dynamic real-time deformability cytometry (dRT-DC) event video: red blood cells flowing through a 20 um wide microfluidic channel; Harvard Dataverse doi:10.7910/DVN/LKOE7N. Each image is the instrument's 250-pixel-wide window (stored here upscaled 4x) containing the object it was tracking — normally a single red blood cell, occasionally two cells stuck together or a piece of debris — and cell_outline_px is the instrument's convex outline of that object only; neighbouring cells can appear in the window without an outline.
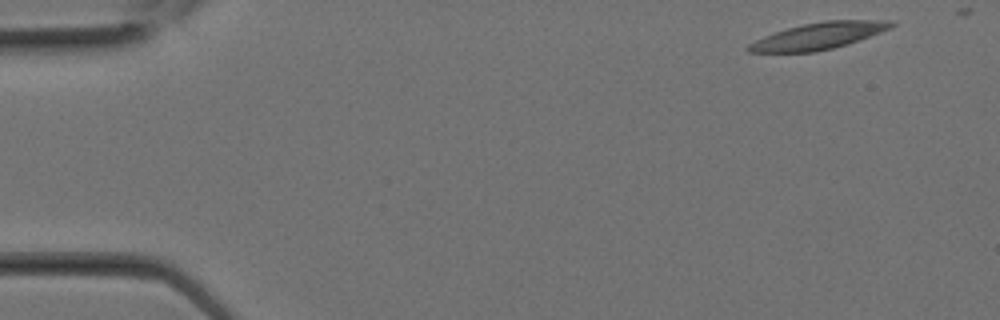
{"species": "Egyptian fruit bat (a non-hibernating species)", "species_latin": "Rousettus aegyptiacus", "temperature_condition": "room temperature", "stored_images_in_passage": 10, "camera_frame_rate_fps": 3000, "um_per_image_px": 0.085, "animal": {"sex": "female"}, "frame": {"image": 1, "passage_image": 1, "time_ms": 0.0, "image_size_px": [1000, 320], "cell_outline_px": [[896, 24], [880, 32], [848, 44], [816, 52], [748, 52], [744, 48], [748, 44], [764, 36], [788, 28], [804, 24], [824, 20], [896, 20]], "centroid_in_image_um": [69.58, 3.05], "position_along_channel_um": 15.4, "area_um2": 22.02}}
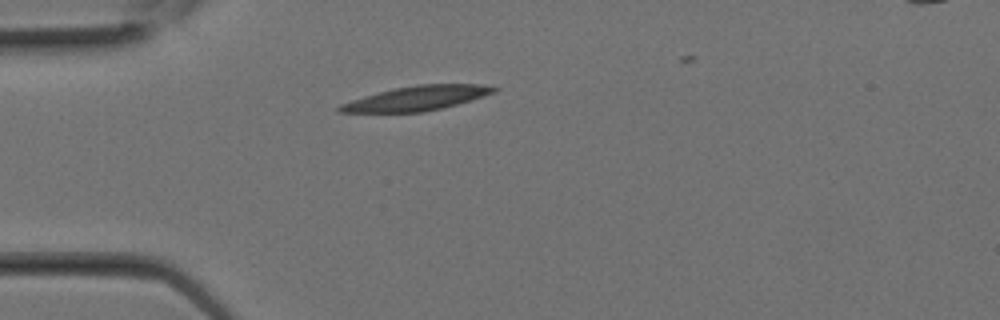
{"frame": {"image": 2, "passage_image": 6, "time_ms": 1.667, "image_size_px": [1000, 320], "cell_outline_px": [[500, 88], [496, 92], [456, 104], [424, 112], [336, 112], [336, 108], [340, 104], [364, 96], [396, 88], [416, 84], [480, 84]], "centroid_in_image_um": [35.42, 8.35], "position_along_channel_um": 49.6, "area_um2": 21.73}}
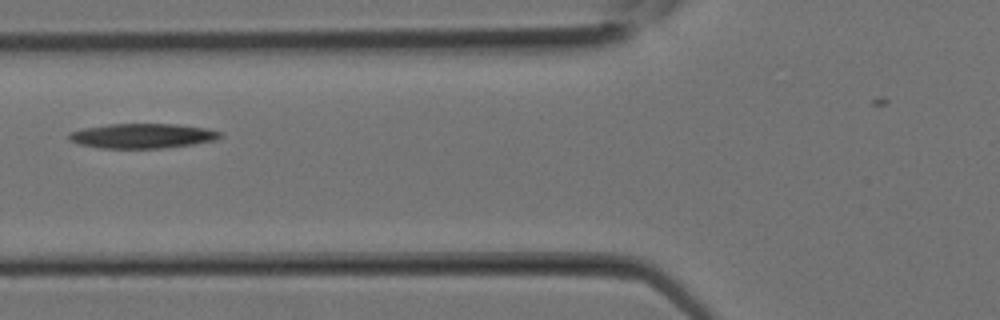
{"frame": {"image": 3, "passage_image": 9, "time_ms": 2.667, "image_size_px": [1000, 320], "cell_outline_px": [[224, 136], [216, 140], [192, 144], [164, 148], [100, 148], [76, 144], [68, 140], [68, 136], [72, 132], [84, 128], [108, 124], [176, 124], [208, 128], [220, 132]], "centroid_in_image_um": [12.11, 11.55], "position_along_channel_um": 113.7, "area_um2": 21.91}}